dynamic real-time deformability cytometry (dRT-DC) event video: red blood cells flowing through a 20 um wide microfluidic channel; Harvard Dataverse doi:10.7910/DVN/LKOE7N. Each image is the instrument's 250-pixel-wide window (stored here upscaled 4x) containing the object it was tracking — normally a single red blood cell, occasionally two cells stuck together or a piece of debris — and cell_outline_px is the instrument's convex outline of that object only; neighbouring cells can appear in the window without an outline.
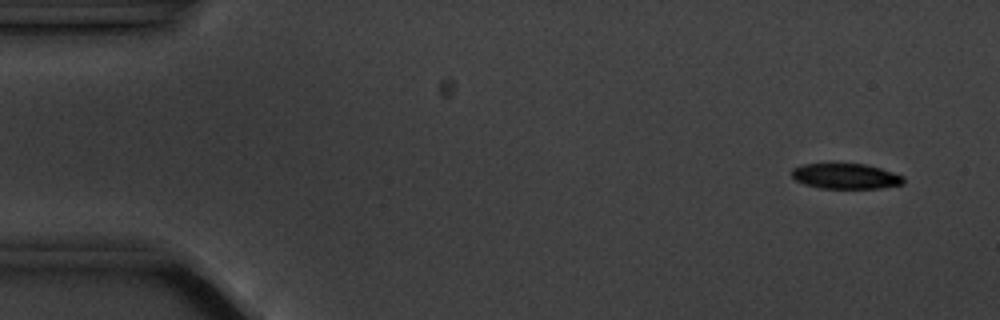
{"species": "common noctule bat (a hibernating species)", "species_latin": "Nyctalus noctula", "temperature_condition": "cold", "stored_images_in_passage": 7, "camera_frame_rate_fps": 3000, "um_per_image_px": 0.085, "animal": {"sex": "male", "body_mass_g": 20.1, "forearm_length_mm": 53.5}, "frame": {"image": 1, "passage_image": 1, "time_ms": 0.0, "image_size_px": [1000, 320], "cell_outline_px": [[904, 184], [880, 188], [820, 188], [804, 184], [796, 180], [792, 176], [792, 168], [804, 164], [828, 160], [832, 160], [864, 164], [880, 168], [904, 176]], "centroid_in_image_um": [71.83, 14.92], "position_along_channel_um": 13.2, "area_um2": 17.34}}
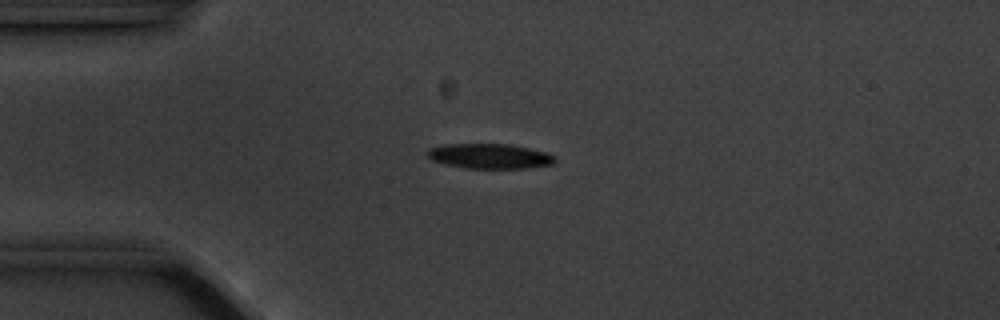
{"frame": {"image": 2, "passage_image": 4, "time_ms": 3.333, "image_size_px": [1000, 320], "cell_outline_px": [[556, 160], [552, 164], [524, 168], [468, 168], [444, 164], [432, 160], [424, 152], [428, 148], [444, 144], [508, 144], [548, 152], [556, 156]], "centroid_in_image_um": [41.6, 13.26], "position_along_channel_um": 43.4, "area_um2": 18.61}}